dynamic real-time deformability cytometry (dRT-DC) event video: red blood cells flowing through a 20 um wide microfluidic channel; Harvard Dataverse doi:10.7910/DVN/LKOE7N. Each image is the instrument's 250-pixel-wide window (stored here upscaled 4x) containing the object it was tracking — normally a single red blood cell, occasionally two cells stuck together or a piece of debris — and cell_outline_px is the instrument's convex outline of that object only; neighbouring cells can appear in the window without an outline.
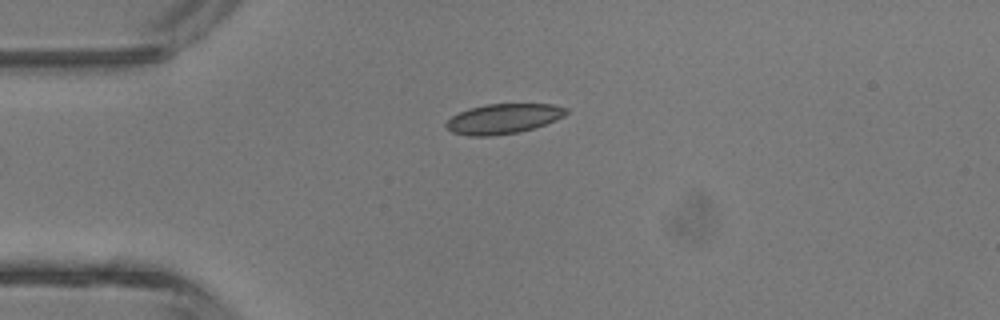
{"species": "common noctule bat (a hibernating species)", "species_latin": "Nyctalus noctula", "temperature_condition": "room temperature", "stored_images_in_passage": 3, "camera_frame_rate_fps": 3000, "um_per_image_px": 0.085, "animal": {"sex": "male", "body_mass_g": 13.3}, "frame": {"image": 1, "passage_image": 3, "time_ms": 2.333, "image_size_px": [1000, 320], "cell_outline_px": [[568, 112], [564, 116], [556, 120], [520, 132], [492, 136], [468, 136], [452, 132], [444, 124], [452, 116], [468, 108], [488, 104], [552, 104], [568, 108]], "centroid_in_image_um": [42.78, 10.09], "position_along_channel_um": 42.2, "area_um2": 20.92}}